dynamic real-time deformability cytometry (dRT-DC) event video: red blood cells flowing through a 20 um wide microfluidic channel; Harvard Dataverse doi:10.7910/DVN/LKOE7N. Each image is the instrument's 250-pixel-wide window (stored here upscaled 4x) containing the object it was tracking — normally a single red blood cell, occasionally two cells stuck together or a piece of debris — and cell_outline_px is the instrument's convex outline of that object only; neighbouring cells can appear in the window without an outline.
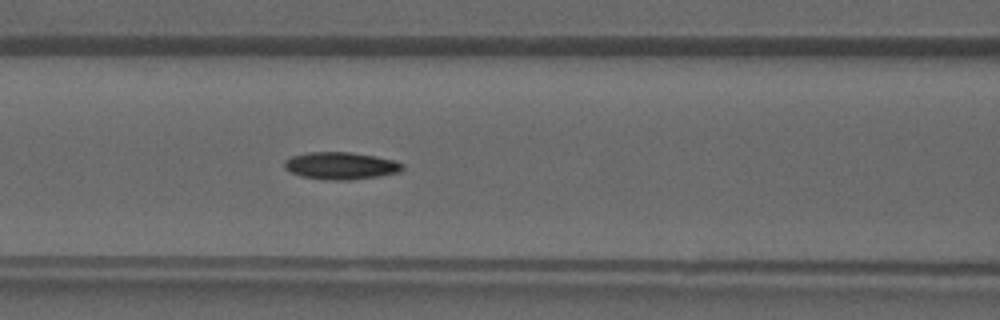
{"species": "common noctule bat (a hibernating species)", "species_latin": "Nyctalus noctula", "temperature_condition": "warm", "stored_images_in_passage": 32, "camera_frame_rate_fps": 3000, "um_per_image_px": 0.085, "animal": {"sex": "male", "forearm_length_mm": 52.5}, "frame": {"image": 1, "passage_image": 9, "time_ms": 2.667, "image_size_px": [1000, 320], "cell_outline_px": [[404, 168], [400, 172], [380, 176], [352, 180], [328, 180], [300, 176], [284, 168], [284, 160], [292, 156], [308, 152], [352, 152], [376, 156], [392, 160], [404, 164]], "centroid_in_image_um": [28.98, 14.09], "position_along_channel_um": 137.6, "area_um2": 18.9}}
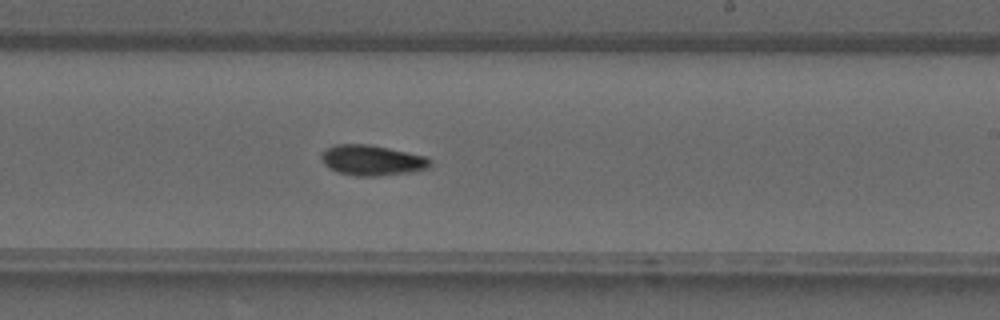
{"frame": {"image": 2, "passage_image": 16, "time_ms": 5.0, "image_size_px": [1000, 320], "cell_outline_px": [[432, 164], [428, 168], [408, 172], [376, 176], [356, 176], [336, 172], [328, 168], [324, 164], [320, 156], [328, 148], [336, 144], [372, 144], [428, 156], [432, 160]], "centroid_in_image_um": [31.65, 13.61], "position_along_channel_um": 257.4, "area_um2": 19.48}}
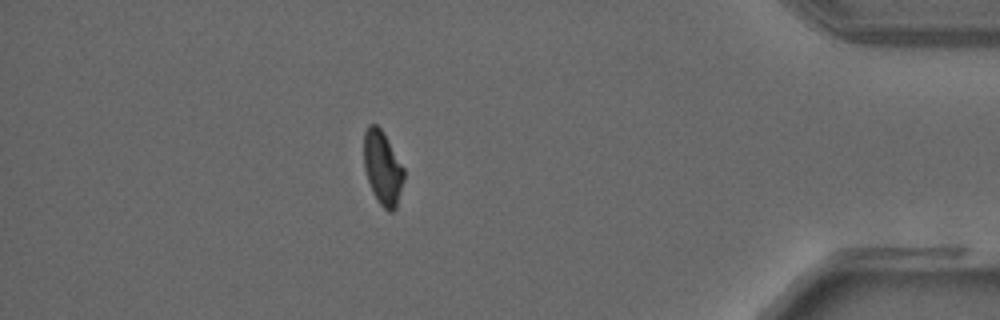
{"frame": {"image": 3, "passage_image": 27, "time_ms": 8.667, "image_size_px": [1000, 320], "cell_outline_px": [[404, 180], [396, 208], [392, 212], [388, 212], [376, 200], [368, 180], [364, 168], [364, 132], [368, 124], [376, 124], [384, 132], [404, 168]], "centroid_in_image_um": [32.52, 14.26], "position_along_channel_um": 402.7, "area_um2": 17.34}}